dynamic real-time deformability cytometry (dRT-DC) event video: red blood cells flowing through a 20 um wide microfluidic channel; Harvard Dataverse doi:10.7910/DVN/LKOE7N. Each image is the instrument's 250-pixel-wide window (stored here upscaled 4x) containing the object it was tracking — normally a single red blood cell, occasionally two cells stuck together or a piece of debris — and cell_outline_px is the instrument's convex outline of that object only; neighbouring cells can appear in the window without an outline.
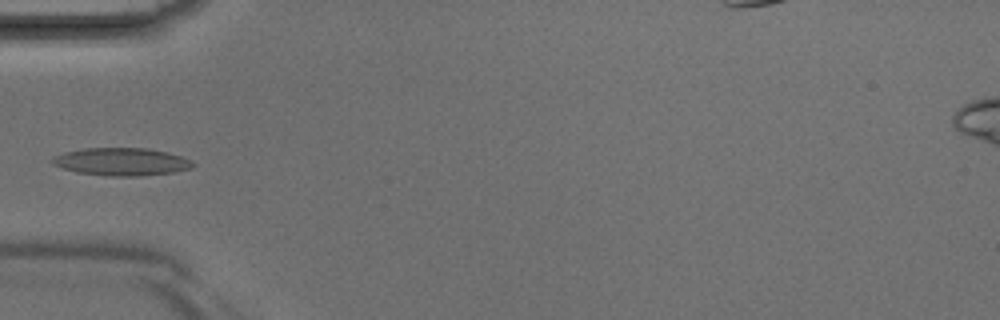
{"species": "Egyptian fruit bat (a non-hibernating species)", "species_latin": "Rousettus aegyptiacus", "temperature_condition": "room temperature", "stored_images_in_passage": 4, "camera_frame_rate_fps": 3000, "um_per_image_px": 0.085, "animal": {"sex": "male"}, "frame": {"image": 1, "passage_image": 4, "time_ms": 1.0, "image_size_px": [1000, 320], "cell_outline_px": [[196, 164], [192, 168], [172, 172], [140, 176], [104, 176], [76, 172], [52, 164], [52, 156], [64, 152], [84, 148], [148, 148], [168, 152], [192, 160]], "centroid_in_image_um": [10.33, 13.74], "position_along_channel_um": 74.7, "area_um2": 22.83}}